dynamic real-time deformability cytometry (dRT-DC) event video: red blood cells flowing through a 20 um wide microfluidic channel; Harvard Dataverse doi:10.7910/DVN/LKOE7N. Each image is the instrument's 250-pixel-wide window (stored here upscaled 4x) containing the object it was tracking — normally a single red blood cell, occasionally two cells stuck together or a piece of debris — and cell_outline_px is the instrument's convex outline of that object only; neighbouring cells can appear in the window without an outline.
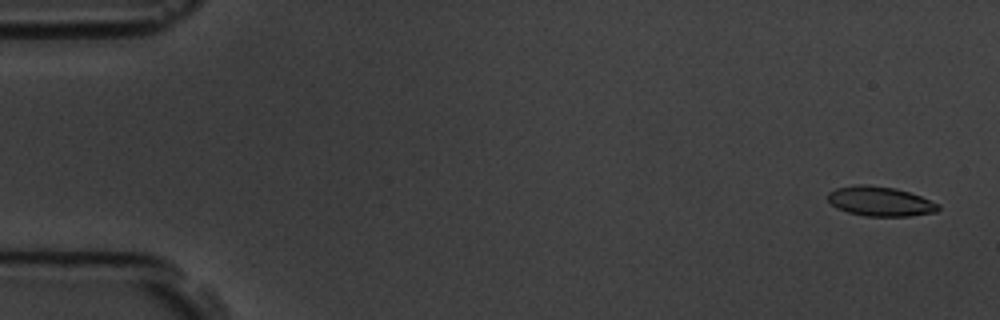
{"species": "common noctule bat (a hibernating species)", "species_latin": "Nyctalus noctula", "temperature_condition": "room temperature", "stored_images_in_passage": 5, "camera_frame_rate_fps": 3000, "um_per_image_px": 0.085, "animal": {"sex": "male", "body_mass_g": 19.5, "forearm_length_mm": 54.6}, "frame": {"image": 1, "passage_image": 1, "time_ms": 0.0, "image_size_px": [1000, 320], "cell_outline_px": [[940, 208], [936, 212], [908, 216], [864, 216], [848, 212], [836, 208], [828, 200], [828, 192], [836, 188], [856, 184], [864, 184], [896, 188], [920, 196], [940, 204]], "centroid_in_image_um": [74.8, 17.11], "position_along_channel_um": 10.2, "area_um2": 19.07}}
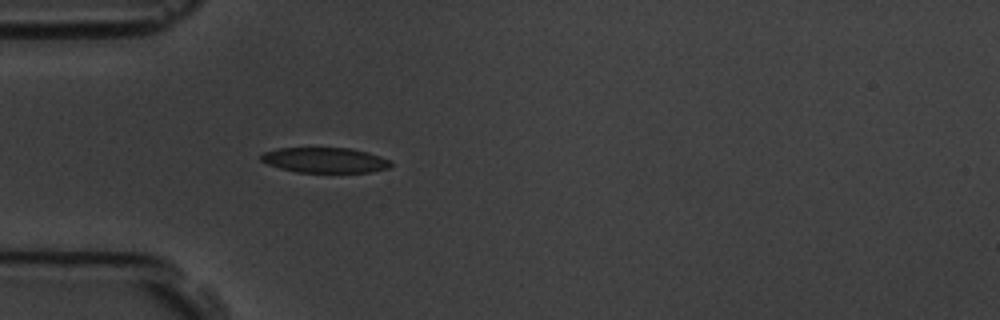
{"frame": {"image": 2, "passage_image": 5, "time_ms": 4.667, "image_size_px": [1000, 320], "cell_outline_px": [[392, 164], [388, 168], [368, 172], [296, 172], [280, 168], [268, 164], [260, 160], [260, 156], [264, 152], [276, 148], [352, 148], [368, 152], [380, 156], [388, 160]], "centroid_in_image_um": [27.59, 13.6], "position_along_channel_um": 57.4, "area_um2": 19.02}}